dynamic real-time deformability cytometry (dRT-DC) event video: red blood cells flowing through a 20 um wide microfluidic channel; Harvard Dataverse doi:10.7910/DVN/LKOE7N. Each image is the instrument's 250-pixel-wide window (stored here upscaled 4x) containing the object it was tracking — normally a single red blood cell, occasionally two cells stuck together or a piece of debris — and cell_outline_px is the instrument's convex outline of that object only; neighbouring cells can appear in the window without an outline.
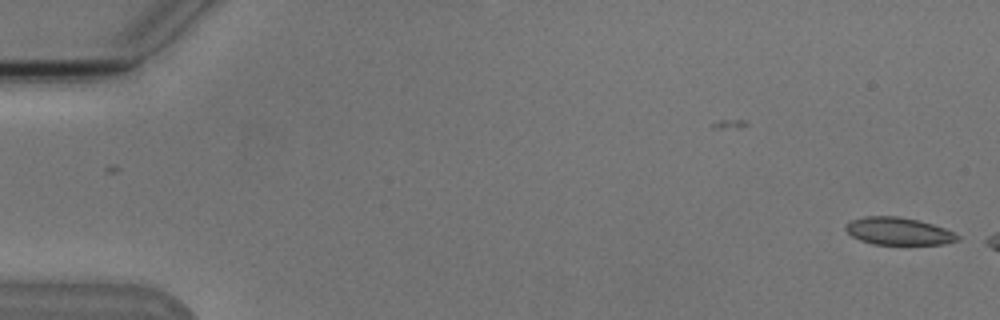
{"species": "Egyptian fruit bat (a non-hibernating species)", "species_latin": "Rousettus aegyptiacus", "temperature_condition": "cold", "stored_images_in_passage": 2, "camera_frame_rate_fps": 3000, "um_per_image_px": 0.085, "animal": {"sex": "male"}, "frame": {"image": 1, "passage_image": 2, "time_ms": 1.333, "image_size_px": [1000, 320], "cell_outline_px": [[960, 240], [944, 244], [872, 244], [860, 240], [852, 236], [844, 228], [844, 224], [848, 220], [864, 216], [896, 216], [916, 220], [932, 224], [944, 228], [960, 236]], "centroid_in_image_um": [76.32, 19.65], "position_along_channel_um": 8.7, "area_um2": 17.92}}